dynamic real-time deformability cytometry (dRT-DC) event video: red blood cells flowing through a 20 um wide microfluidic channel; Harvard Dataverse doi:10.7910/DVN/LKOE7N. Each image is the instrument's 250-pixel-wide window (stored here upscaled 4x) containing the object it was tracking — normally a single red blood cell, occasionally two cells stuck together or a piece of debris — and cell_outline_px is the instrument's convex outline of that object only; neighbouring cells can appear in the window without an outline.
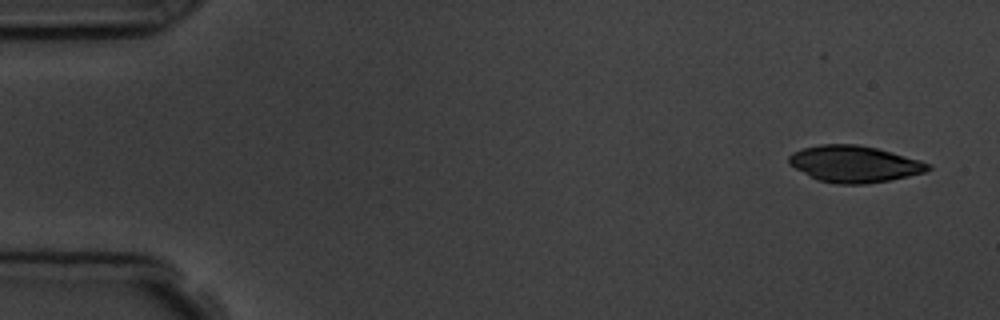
{"species": "common noctule bat (a hibernating species)", "species_latin": "Nyctalus noctula", "temperature_condition": "room temperature", "stored_images_in_passage": 5, "camera_frame_rate_fps": 3000, "um_per_image_px": 0.085, "animal": {"sex": "male", "body_mass_g": 19.5, "forearm_length_mm": 54.6}, "frame": {"image": 1, "passage_image": 1, "time_ms": 0.0, "image_size_px": [1000, 320], "cell_outline_px": [[932, 168], [924, 172], [908, 176], [888, 180], [864, 184], [836, 184], [816, 180], [788, 164], [788, 156], [792, 152], [804, 148], [820, 144], [856, 144], [876, 148], [892, 152], [920, 160], [932, 164]], "centroid_in_image_um": [72.6, 13.94], "position_along_channel_um": 12.4, "area_um2": 29.71}}